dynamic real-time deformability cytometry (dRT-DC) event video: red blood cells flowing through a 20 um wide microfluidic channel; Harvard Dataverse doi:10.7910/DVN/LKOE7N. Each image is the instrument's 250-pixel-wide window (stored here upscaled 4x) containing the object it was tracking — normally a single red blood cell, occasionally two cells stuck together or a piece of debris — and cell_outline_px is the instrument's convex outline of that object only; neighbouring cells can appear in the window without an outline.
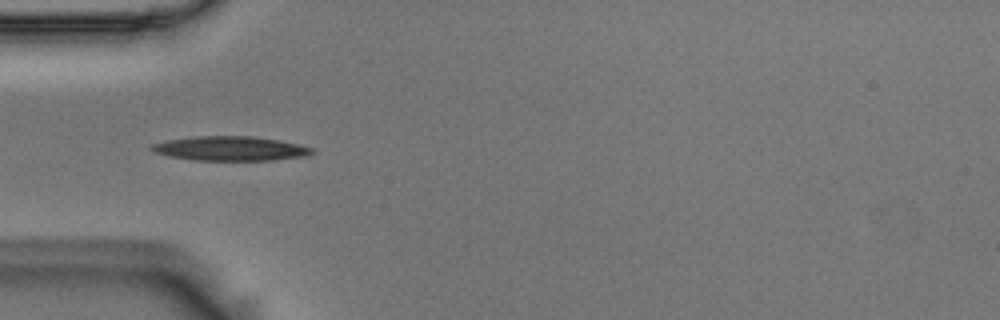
{"species": "Egyptian fruit bat (a non-hibernating species)", "species_latin": "Rousettus aegyptiacus", "temperature_condition": "room temperature", "stored_images_in_passage": 7, "camera_frame_rate_fps": 3000, "um_per_image_px": 0.085, "animal": {"sex": "male"}, "frame": {"image": 1, "passage_image": 3, "time_ms": 0.667, "image_size_px": [1000, 320], "cell_outline_px": [[316, 152], [304, 156], [272, 160], [196, 160], [172, 156], [156, 152], [148, 148], [152, 144], [168, 140], [192, 136], [252, 136], [280, 140], [300, 144], [316, 148]], "centroid_in_image_um": [19.65, 12.61], "position_along_channel_um": 65.3, "area_um2": 22.77}}
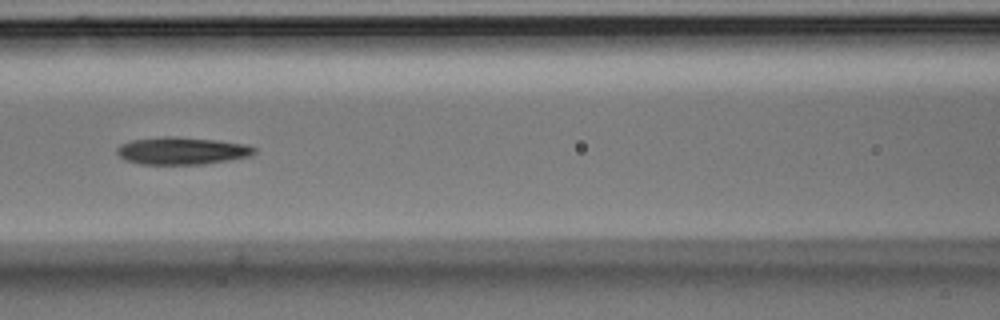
{"frame": {"image": 2, "passage_image": 5, "time_ms": 1.333, "image_size_px": [1000, 320], "cell_outline_px": [[256, 152], [252, 156], [204, 164], [140, 164], [124, 160], [116, 152], [116, 148], [120, 144], [132, 140], [164, 136], [176, 136], [216, 140], [248, 144], [256, 148]], "centroid_in_image_um": [15.47, 12.81], "position_along_channel_um": 151.1, "area_um2": 22.14}}
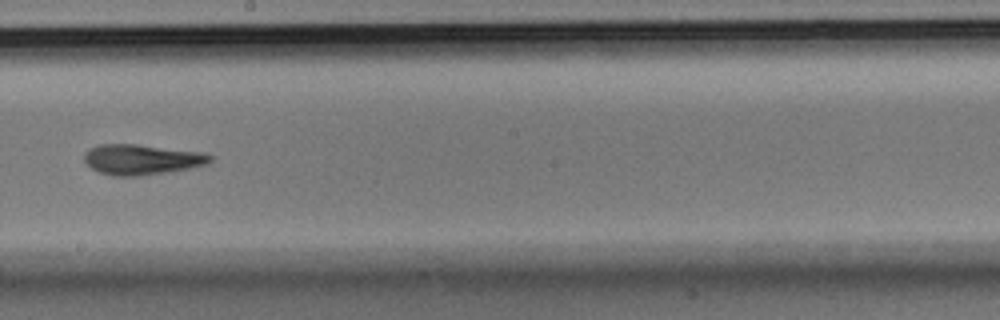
{"frame": {"image": 3, "passage_image": 7, "time_ms": 2.0, "image_size_px": [1000, 320], "cell_outline_px": [[212, 160], [208, 164], [188, 168], [140, 176], [112, 176], [100, 172], [92, 168], [84, 160], [84, 152], [88, 148], [100, 144], [136, 144], [204, 152], [212, 156]], "centroid_in_image_um": [12.03, 13.54], "position_along_channel_um": 236.2, "area_um2": 22.25}}